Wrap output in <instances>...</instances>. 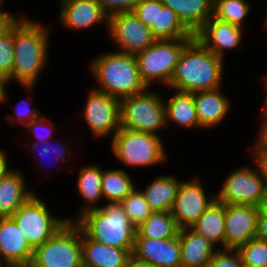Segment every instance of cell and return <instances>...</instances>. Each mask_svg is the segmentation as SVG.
I'll use <instances>...</instances> for the list:
<instances>
[{"label": "cell", "instance_id": "obj_1", "mask_svg": "<svg viewBox=\"0 0 267 267\" xmlns=\"http://www.w3.org/2000/svg\"><path fill=\"white\" fill-rule=\"evenodd\" d=\"M27 14L24 13L14 24V65L6 84L15 81L29 94L35 90L49 62V38L53 29L49 24L41 25V22L32 20Z\"/></svg>", "mask_w": 267, "mask_h": 267}, {"label": "cell", "instance_id": "obj_2", "mask_svg": "<svg viewBox=\"0 0 267 267\" xmlns=\"http://www.w3.org/2000/svg\"><path fill=\"white\" fill-rule=\"evenodd\" d=\"M224 60L195 37L182 50L168 90L194 93L222 86Z\"/></svg>", "mask_w": 267, "mask_h": 267}, {"label": "cell", "instance_id": "obj_3", "mask_svg": "<svg viewBox=\"0 0 267 267\" xmlns=\"http://www.w3.org/2000/svg\"><path fill=\"white\" fill-rule=\"evenodd\" d=\"M88 63L93 88L122 99L146 90L135 55L117 51L100 53Z\"/></svg>", "mask_w": 267, "mask_h": 267}, {"label": "cell", "instance_id": "obj_4", "mask_svg": "<svg viewBox=\"0 0 267 267\" xmlns=\"http://www.w3.org/2000/svg\"><path fill=\"white\" fill-rule=\"evenodd\" d=\"M75 223L91 240L113 248H134L136 228L120 203L104 202L100 208L84 213Z\"/></svg>", "mask_w": 267, "mask_h": 267}, {"label": "cell", "instance_id": "obj_5", "mask_svg": "<svg viewBox=\"0 0 267 267\" xmlns=\"http://www.w3.org/2000/svg\"><path fill=\"white\" fill-rule=\"evenodd\" d=\"M161 136L135 132L123 127L111 139V151L125 168H150L166 163L168 153Z\"/></svg>", "mask_w": 267, "mask_h": 267}, {"label": "cell", "instance_id": "obj_6", "mask_svg": "<svg viewBox=\"0 0 267 267\" xmlns=\"http://www.w3.org/2000/svg\"><path fill=\"white\" fill-rule=\"evenodd\" d=\"M120 126L158 136L167 128L164 97L150 88L120 99Z\"/></svg>", "mask_w": 267, "mask_h": 267}, {"label": "cell", "instance_id": "obj_7", "mask_svg": "<svg viewBox=\"0 0 267 267\" xmlns=\"http://www.w3.org/2000/svg\"><path fill=\"white\" fill-rule=\"evenodd\" d=\"M192 39L156 40L135 55L141 78L148 88L153 86V82L168 87L179 56Z\"/></svg>", "mask_w": 267, "mask_h": 267}, {"label": "cell", "instance_id": "obj_8", "mask_svg": "<svg viewBox=\"0 0 267 267\" xmlns=\"http://www.w3.org/2000/svg\"><path fill=\"white\" fill-rule=\"evenodd\" d=\"M30 267H83L81 228L75 222H67L34 249Z\"/></svg>", "mask_w": 267, "mask_h": 267}, {"label": "cell", "instance_id": "obj_9", "mask_svg": "<svg viewBox=\"0 0 267 267\" xmlns=\"http://www.w3.org/2000/svg\"><path fill=\"white\" fill-rule=\"evenodd\" d=\"M47 206L35 193L11 216L33 249L48 241L69 219L56 216Z\"/></svg>", "mask_w": 267, "mask_h": 267}, {"label": "cell", "instance_id": "obj_10", "mask_svg": "<svg viewBox=\"0 0 267 267\" xmlns=\"http://www.w3.org/2000/svg\"><path fill=\"white\" fill-rule=\"evenodd\" d=\"M253 166H240L229 170L226 179L216 192V200L223 204H242L258 207L267 195V184L258 163L251 157Z\"/></svg>", "mask_w": 267, "mask_h": 267}, {"label": "cell", "instance_id": "obj_11", "mask_svg": "<svg viewBox=\"0 0 267 267\" xmlns=\"http://www.w3.org/2000/svg\"><path fill=\"white\" fill-rule=\"evenodd\" d=\"M83 111L87 128L95 139L111 138L120 126V99L99 91L88 89Z\"/></svg>", "mask_w": 267, "mask_h": 267}, {"label": "cell", "instance_id": "obj_12", "mask_svg": "<svg viewBox=\"0 0 267 267\" xmlns=\"http://www.w3.org/2000/svg\"><path fill=\"white\" fill-rule=\"evenodd\" d=\"M200 179L197 175L180 182L170 211L180 229L190 228L216 200V193L207 194Z\"/></svg>", "mask_w": 267, "mask_h": 267}, {"label": "cell", "instance_id": "obj_13", "mask_svg": "<svg viewBox=\"0 0 267 267\" xmlns=\"http://www.w3.org/2000/svg\"><path fill=\"white\" fill-rule=\"evenodd\" d=\"M106 34L117 47L115 51L131 55L142 52L156 41L150 28L133 12L110 17Z\"/></svg>", "mask_w": 267, "mask_h": 267}, {"label": "cell", "instance_id": "obj_14", "mask_svg": "<svg viewBox=\"0 0 267 267\" xmlns=\"http://www.w3.org/2000/svg\"><path fill=\"white\" fill-rule=\"evenodd\" d=\"M57 22L62 27L74 30H90L103 25L108 32L109 18L97 0H60Z\"/></svg>", "mask_w": 267, "mask_h": 267}, {"label": "cell", "instance_id": "obj_15", "mask_svg": "<svg viewBox=\"0 0 267 267\" xmlns=\"http://www.w3.org/2000/svg\"><path fill=\"white\" fill-rule=\"evenodd\" d=\"M258 207L225 204V249H238L255 238Z\"/></svg>", "mask_w": 267, "mask_h": 267}, {"label": "cell", "instance_id": "obj_16", "mask_svg": "<svg viewBox=\"0 0 267 267\" xmlns=\"http://www.w3.org/2000/svg\"><path fill=\"white\" fill-rule=\"evenodd\" d=\"M243 30L245 29L212 16L194 37L206 49L224 59L226 58L225 52L230 51V49L241 50V48H243Z\"/></svg>", "mask_w": 267, "mask_h": 267}, {"label": "cell", "instance_id": "obj_17", "mask_svg": "<svg viewBox=\"0 0 267 267\" xmlns=\"http://www.w3.org/2000/svg\"><path fill=\"white\" fill-rule=\"evenodd\" d=\"M132 257L154 267H181L179 236L165 239L135 237Z\"/></svg>", "mask_w": 267, "mask_h": 267}, {"label": "cell", "instance_id": "obj_18", "mask_svg": "<svg viewBox=\"0 0 267 267\" xmlns=\"http://www.w3.org/2000/svg\"><path fill=\"white\" fill-rule=\"evenodd\" d=\"M34 249L12 217H0V260L6 265L30 266Z\"/></svg>", "mask_w": 267, "mask_h": 267}, {"label": "cell", "instance_id": "obj_19", "mask_svg": "<svg viewBox=\"0 0 267 267\" xmlns=\"http://www.w3.org/2000/svg\"><path fill=\"white\" fill-rule=\"evenodd\" d=\"M222 87L197 91L193 93L199 125L202 130H209L220 126L228 119V114L232 110V102L225 96Z\"/></svg>", "mask_w": 267, "mask_h": 267}, {"label": "cell", "instance_id": "obj_20", "mask_svg": "<svg viewBox=\"0 0 267 267\" xmlns=\"http://www.w3.org/2000/svg\"><path fill=\"white\" fill-rule=\"evenodd\" d=\"M102 175L103 169L98 163L80 167L76 190L80 194L82 204L78 213L76 212L77 215H74L75 218L68 219V222H75L84 213L102 206Z\"/></svg>", "mask_w": 267, "mask_h": 267}, {"label": "cell", "instance_id": "obj_21", "mask_svg": "<svg viewBox=\"0 0 267 267\" xmlns=\"http://www.w3.org/2000/svg\"><path fill=\"white\" fill-rule=\"evenodd\" d=\"M26 182L28 181L20 168H13L0 178V217H11L23 203L36 193L29 188Z\"/></svg>", "mask_w": 267, "mask_h": 267}, {"label": "cell", "instance_id": "obj_22", "mask_svg": "<svg viewBox=\"0 0 267 267\" xmlns=\"http://www.w3.org/2000/svg\"><path fill=\"white\" fill-rule=\"evenodd\" d=\"M133 249L113 248L89 239L82 232L83 267H126Z\"/></svg>", "mask_w": 267, "mask_h": 267}, {"label": "cell", "instance_id": "obj_23", "mask_svg": "<svg viewBox=\"0 0 267 267\" xmlns=\"http://www.w3.org/2000/svg\"><path fill=\"white\" fill-rule=\"evenodd\" d=\"M178 236L181 267H208L218 248L191 228L180 229Z\"/></svg>", "mask_w": 267, "mask_h": 267}, {"label": "cell", "instance_id": "obj_24", "mask_svg": "<svg viewBox=\"0 0 267 267\" xmlns=\"http://www.w3.org/2000/svg\"><path fill=\"white\" fill-rule=\"evenodd\" d=\"M172 9L183 25L195 35L213 16V0H161Z\"/></svg>", "mask_w": 267, "mask_h": 267}, {"label": "cell", "instance_id": "obj_25", "mask_svg": "<svg viewBox=\"0 0 267 267\" xmlns=\"http://www.w3.org/2000/svg\"><path fill=\"white\" fill-rule=\"evenodd\" d=\"M169 99L165 100L166 124L170 126H178L180 129H196L201 130L197 117L196 107L194 103L193 93L175 91ZM173 124V125H172Z\"/></svg>", "mask_w": 267, "mask_h": 267}, {"label": "cell", "instance_id": "obj_26", "mask_svg": "<svg viewBox=\"0 0 267 267\" xmlns=\"http://www.w3.org/2000/svg\"><path fill=\"white\" fill-rule=\"evenodd\" d=\"M180 182L177 176L161 174L141 190L153 212L171 211Z\"/></svg>", "mask_w": 267, "mask_h": 267}, {"label": "cell", "instance_id": "obj_27", "mask_svg": "<svg viewBox=\"0 0 267 267\" xmlns=\"http://www.w3.org/2000/svg\"><path fill=\"white\" fill-rule=\"evenodd\" d=\"M190 228L218 249H225V204L215 200Z\"/></svg>", "mask_w": 267, "mask_h": 267}, {"label": "cell", "instance_id": "obj_28", "mask_svg": "<svg viewBox=\"0 0 267 267\" xmlns=\"http://www.w3.org/2000/svg\"><path fill=\"white\" fill-rule=\"evenodd\" d=\"M53 141H54V139L49 140V141H41V142L40 141H35V142L33 141V144L31 146L29 145V143L28 144L25 143L26 147L24 149L28 148L27 149L28 151L26 150V152H29V150H30L31 153L32 152L34 153V154L32 153L31 155H33L32 160L36 161V164H37L36 168H38V167H40V169L44 168L45 171L46 170L48 171L51 167L55 166L54 165V159H55V163L58 164L57 165L58 167H56V168H58V169H56V172H58V174H59V171L61 173V169L63 171H64V169L67 170L66 169L67 167L65 165L68 164L67 162H69V160H71V158H69V156L71 157V155H73L72 148L70 149V146H72L73 144L71 142L69 143L68 141L66 142L65 139L63 142L60 141V139L57 141H54V142ZM49 157L50 158L52 157L53 161H51V160L45 161L44 160V159L47 160V158H49ZM42 160L45 163L47 162L46 163L47 165L45 163L43 164ZM64 163H66V164H64ZM62 164H64V166Z\"/></svg>", "mask_w": 267, "mask_h": 267}, {"label": "cell", "instance_id": "obj_29", "mask_svg": "<svg viewBox=\"0 0 267 267\" xmlns=\"http://www.w3.org/2000/svg\"><path fill=\"white\" fill-rule=\"evenodd\" d=\"M131 175L121 168H103L102 197L106 203H120L135 189Z\"/></svg>", "mask_w": 267, "mask_h": 267}, {"label": "cell", "instance_id": "obj_30", "mask_svg": "<svg viewBox=\"0 0 267 267\" xmlns=\"http://www.w3.org/2000/svg\"><path fill=\"white\" fill-rule=\"evenodd\" d=\"M180 228L170 212H153L138 228L135 237L165 239L177 237Z\"/></svg>", "mask_w": 267, "mask_h": 267}, {"label": "cell", "instance_id": "obj_31", "mask_svg": "<svg viewBox=\"0 0 267 267\" xmlns=\"http://www.w3.org/2000/svg\"><path fill=\"white\" fill-rule=\"evenodd\" d=\"M180 38H194V35L183 25L172 9L158 0L157 40Z\"/></svg>", "mask_w": 267, "mask_h": 267}, {"label": "cell", "instance_id": "obj_32", "mask_svg": "<svg viewBox=\"0 0 267 267\" xmlns=\"http://www.w3.org/2000/svg\"><path fill=\"white\" fill-rule=\"evenodd\" d=\"M251 8L248 0H213V17L244 29Z\"/></svg>", "mask_w": 267, "mask_h": 267}, {"label": "cell", "instance_id": "obj_33", "mask_svg": "<svg viewBox=\"0 0 267 267\" xmlns=\"http://www.w3.org/2000/svg\"><path fill=\"white\" fill-rule=\"evenodd\" d=\"M120 204L135 228H138L153 213L141 189L138 190V186Z\"/></svg>", "mask_w": 267, "mask_h": 267}, {"label": "cell", "instance_id": "obj_34", "mask_svg": "<svg viewBox=\"0 0 267 267\" xmlns=\"http://www.w3.org/2000/svg\"><path fill=\"white\" fill-rule=\"evenodd\" d=\"M244 265L267 267V242L257 238L249 240L237 249Z\"/></svg>", "mask_w": 267, "mask_h": 267}, {"label": "cell", "instance_id": "obj_35", "mask_svg": "<svg viewBox=\"0 0 267 267\" xmlns=\"http://www.w3.org/2000/svg\"><path fill=\"white\" fill-rule=\"evenodd\" d=\"M14 65V25L0 39V76L6 82L12 74Z\"/></svg>", "mask_w": 267, "mask_h": 267}, {"label": "cell", "instance_id": "obj_36", "mask_svg": "<svg viewBox=\"0 0 267 267\" xmlns=\"http://www.w3.org/2000/svg\"><path fill=\"white\" fill-rule=\"evenodd\" d=\"M33 100L32 97L22 98L19 103L15 104L13 115L10 113L9 116H7L12 120L10 127L13 126V124L25 127L28 123L37 119L42 114V112L33 104Z\"/></svg>", "mask_w": 267, "mask_h": 267}, {"label": "cell", "instance_id": "obj_37", "mask_svg": "<svg viewBox=\"0 0 267 267\" xmlns=\"http://www.w3.org/2000/svg\"><path fill=\"white\" fill-rule=\"evenodd\" d=\"M49 116L42 113L37 119L28 123L24 128V132H29L35 141H49L53 139L56 124L48 118ZM48 121V122H46ZM55 126V127H54Z\"/></svg>", "mask_w": 267, "mask_h": 267}, {"label": "cell", "instance_id": "obj_38", "mask_svg": "<svg viewBox=\"0 0 267 267\" xmlns=\"http://www.w3.org/2000/svg\"><path fill=\"white\" fill-rule=\"evenodd\" d=\"M133 13L150 28L153 37L157 40L158 0H142Z\"/></svg>", "mask_w": 267, "mask_h": 267}, {"label": "cell", "instance_id": "obj_39", "mask_svg": "<svg viewBox=\"0 0 267 267\" xmlns=\"http://www.w3.org/2000/svg\"><path fill=\"white\" fill-rule=\"evenodd\" d=\"M237 249H218L209 261L208 267H244Z\"/></svg>", "mask_w": 267, "mask_h": 267}, {"label": "cell", "instance_id": "obj_40", "mask_svg": "<svg viewBox=\"0 0 267 267\" xmlns=\"http://www.w3.org/2000/svg\"><path fill=\"white\" fill-rule=\"evenodd\" d=\"M142 0H97L104 14L110 18L114 15L134 12Z\"/></svg>", "mask_w": 267, "mask_h": 267}, {"label": "cell", "instance_id": "obj_41", "mask_svg": "<svg viewBox=\"0 0 267 267\" xmlns=\"http://www.w3.org/2000/svg\"><path fill=\"white\" fill-rule=\"evenodd\" d=\"M261 119L260 127L257 132V137L254 140L253 144L249 147L251 151H267V111L260 110Z\"/></svg>", "mask_w": 267, "mask_h": 267}, {"label": "cell", "instance_id": "obj_42", "mask_svg": "<svg viewBox=\"0 0 267 267\" xmlns=\"http://www.w3.org/2000/svg\"><path fill=\"white\" fill-rule=\"evenodd\" d=\"M258 210L255 238L267 242V195L258 205Z\"/></svg>", "mask_w": 267, "mask_h": 267}, {"label": "cell", "instance_id": "obj_43", "mask_svg": "<svg viewBox=\"0 0 267 267\" xmlns=\"http://www.w3.org/2000/svg\"><path fill=\"white\" fill-rule=\"evenodd\" d=\"M18 16H14L13 13L8 12L7 10L5 11L3 6L0 5V39L10 31L11 27L22 14H19Z\"/></svg>", "mask_w": 267, "mask_h": 267}, {"label": "cell", "instance_id": "obj_44", "mask_svg": "<svg viewBox=\"0 0 267 267\" xmlns=\"http://www.w3.org/2000/svg\"><path fill=\"white\" fill-rule=\"evenodd\" d=\"M251 157L258 163L267 184V151H250Z\"/></svg>", "mask_w": 267, "mask_h": 267}, {"label": "cell", "instance_id": "obj_45", "mask_svg": "<svg viewBox=\"0 0 267 267\" xmlns=\"http://www.w3.org/2000/svg\"><path fill=\"white\" fill-rule=\"evenodd\" d=\"M5 150L0 149V178L5 176L9 171H11L14 167H9V160L6 156Z\"/></svg>", "mask_w": 267, "mask_h": 267}, {"label": "cell", "instance_id": "obj_46", "mask_svg": "<svg viewBox=\"0 0 267 267\" xmlns=\"http://www.w3.org/2000/svg\"><path fill=\"white\" fill-rule=\"evenodd\" d=\"M6 87L8 88V85L6 84V82L1 78L0 76V104L3 105V103L5 104V101H8V92L6 89Z\"/></svg>", "mask_w": 267, "mask_h": 267}, {"label": "cell", "instance_id": "obj_47", "mask_svg": "<svg viewBox=\"0 0 267 267\" xmlns=\"http://www.w3.org/2000/svg\"><path fill=\"white\" fill-rule=\"evenodd\" d=\"M126 267H154L151 264L143 263L140 261H137L133 257L129 260L128 265Z\"/></svg>", "mask_w": 267, "mask_h": 267}, {"label": "cell", "instance_id": "obj_48", "mask_svg": "<svg viewBox=\"0 0 267 267\" xmlns=\"http://www.w3.org/2000/svg\"><path fill=\"white\" fill-rule=\"evenodd\" d=\"M263 78V87H264V89H265V96H264V102H263V105H262V107H261V110H266L267 111V74L266 75H264V77H262Z\"/></svg>", "mask_w": 267, "mask_h": 267}, {"label": "cell", "instance_id": "obj_49", "mask_svg": "<svg viewBox=\"0 0 267 267\" xmlns=\"http://www.w3.org/2000/svg\"><path fill=\"white\" fill-rule=\"evenodd\" d=\"M5 267H30L26 265H6Z\"/></svg>", "mask_w": 267, "mask_h": 267}, {"label": "cell", "instance_id": "obj_50", "mask_svg": "<svg viewBox=\"0 0 267 267\" xmlns=\"http://www.w3.org/2000/svg\"><path fill=\"white\" fill-rule=\"evenodd\" d=\"M265 15H266V17H265V22H264V25L263 26L265 27L264 29L267 30V12H266Z\"/></svg>", "mask_w": 267, "mask_h": 267}, {"label": "cell", "instance_id": "obj_51", "mask_svg": "<svg viewBox=\"0 0 267 267\" xmlns=\"http://www.w3.org/2000/svg\"><path fill=\"white\" fill-rule=\"evenodd\" d=\"M5 266H6V264L3 263V262L0 260V267H5Z\"/></svg>", "mask_w": 267, "mask_h": 267}, {"label": "cell", "instance_id": "obj_52", "mask_svg": "<svg viewBox=\"0 0 267 267\" xmlns=\"http://www.w3.org/2000/svg\"><path fill=\"white\" fill-rule=\"evenodd\" d=\"M4 2H5L4 0H0V4H1V5H4V4H3Z\"/></svg>", "mask_w": 267, "mask_h": 267}]
</instances>
